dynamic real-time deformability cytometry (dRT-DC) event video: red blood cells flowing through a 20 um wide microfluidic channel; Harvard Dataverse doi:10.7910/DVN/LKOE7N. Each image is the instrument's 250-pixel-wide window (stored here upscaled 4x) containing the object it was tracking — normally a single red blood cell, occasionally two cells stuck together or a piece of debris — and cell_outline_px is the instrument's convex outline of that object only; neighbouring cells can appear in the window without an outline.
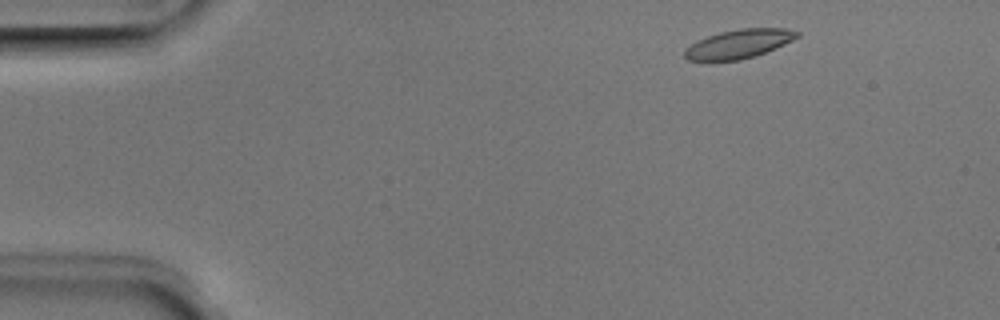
{"species": "Egyptian fruit bat (a non-hibernating species)", "species_latin": "Rousettus aegyptiacus", "temperature_condition": "room temperature", "stored_images_in_passage": 4, "camera_frame_rate_fps": 3000, "um_per_image_px": 0.085, "animal": {"sex": "male"}, "frame": {"image": 1, "passage_image": 1, "time_ms": 0.0, "image_size_px": [1000, 320], "cell_outline_px": [[800, 36], [784, 44], [764, 52], [740, 60], [688, 60], [684, 56], [684, 48], [708, 36], [720, 32], [740, 28], [784, 28], [800, 32]], "centroid_in_image_um": [62.81, 3.71], "position_along_channel_um": 22.2, "area_um2": 18.55}}
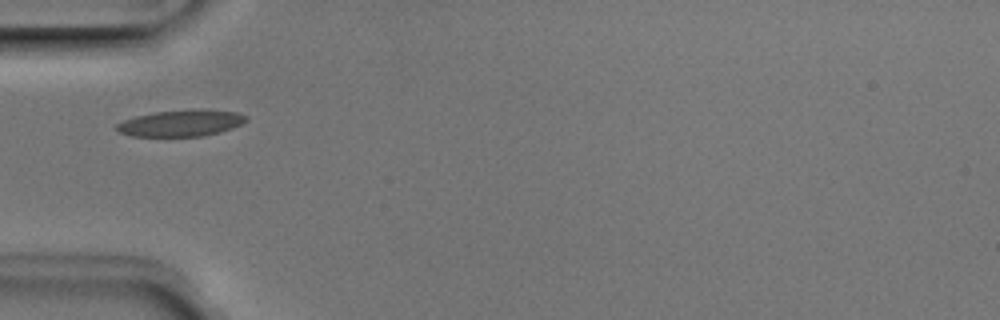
{"frame": {"image": 2, "passage_image": 4, "time_ms": 1.0, "image_size_px": [1000, 320], "cell_outline_px": [[248, 120], [232, 128], [220, 132], [204, 136], [132, 136], [120, 132], [116, 128], [116, 124], [124, 120], [136, 116], [156, 112], [240, 112], [248, 116]], "centroid_in_image_um": [15.36, 10.52], "position_along_channel_um": 69.6, "area_um2": 18.9}}